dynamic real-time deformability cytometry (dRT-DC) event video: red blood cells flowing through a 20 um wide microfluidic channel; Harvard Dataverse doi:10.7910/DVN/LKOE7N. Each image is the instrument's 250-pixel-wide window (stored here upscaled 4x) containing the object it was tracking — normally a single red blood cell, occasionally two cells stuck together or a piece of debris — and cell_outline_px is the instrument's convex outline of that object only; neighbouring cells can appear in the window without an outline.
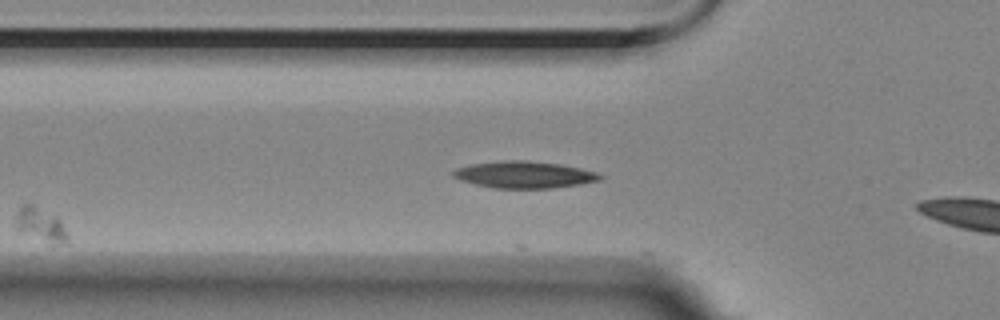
{"species": "Egyptian fruit bat (a non-hibernating species)", "species_latin": "Rousettus aegyptiacus", "temperature_condition": "room temperature", "stored_images_in_passage": 31, "camera_frame_rate_fps": 3000, "um_per_image_px": 0.085, "animal": {"sex": "female"}, "frame": {"image": 1, "passage_image": 2, "time_ms": 0.333, "image_size_px": [1000, 320], "cell_outline_px": [[68, 244], [48, 244], [20, 232], [16, 228], [16, 212], [20, 204], [32, 204], [56, 216], [60, 220], [68, 236]], "centroid_in_image_um": [3.44, 19.12], "position_along_channel_um": 122.4, "area_um2": 10.46}}
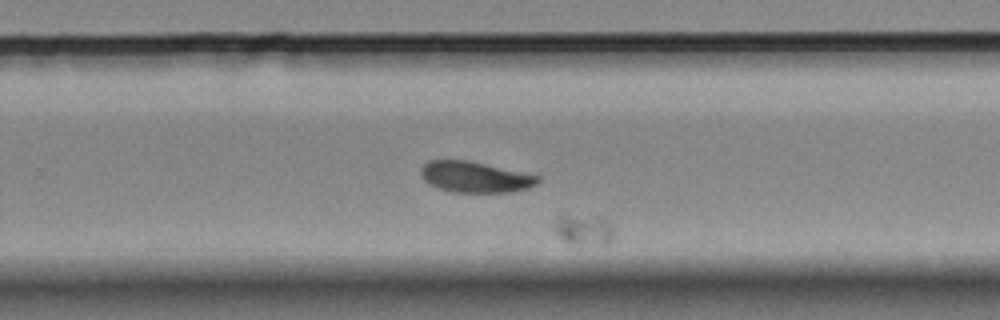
{"frame": {"image": 2, "passage_image": 20, "time_ms": 6.333, "image_size_px": [1000, 320], "cell_outline_px": [[616, 236], [608, 244], [564, 240], [556, 232], [556, 216], [560, 212], [564, 212], [600, 216], [616, 232]], "centroid_in_image_um": [49.64, 19.41], "position_along_channel_um": 280.2, "area_um2": 10.58}}
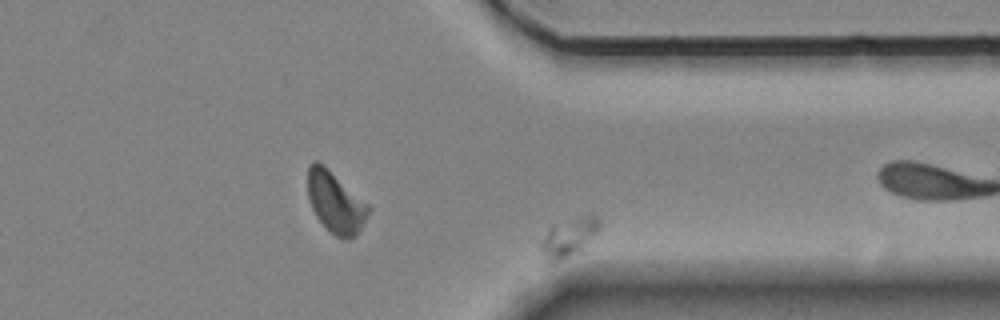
{"frame": {"image": 3, "passage_image": 29, "time_ms": 9.333, "image_size_px": [1000, 320], "cell_outline_px": [[600, 228], [580, 248], [560, 260], [552, 260], [540, 248], [540, 244], [548, 228], [576, 216], [596, 216], [600, 220]], "centroid_in_image_um": [48.36, 20.08], "position_along_channel_um": 363.0, "area_um2": 12.08}}